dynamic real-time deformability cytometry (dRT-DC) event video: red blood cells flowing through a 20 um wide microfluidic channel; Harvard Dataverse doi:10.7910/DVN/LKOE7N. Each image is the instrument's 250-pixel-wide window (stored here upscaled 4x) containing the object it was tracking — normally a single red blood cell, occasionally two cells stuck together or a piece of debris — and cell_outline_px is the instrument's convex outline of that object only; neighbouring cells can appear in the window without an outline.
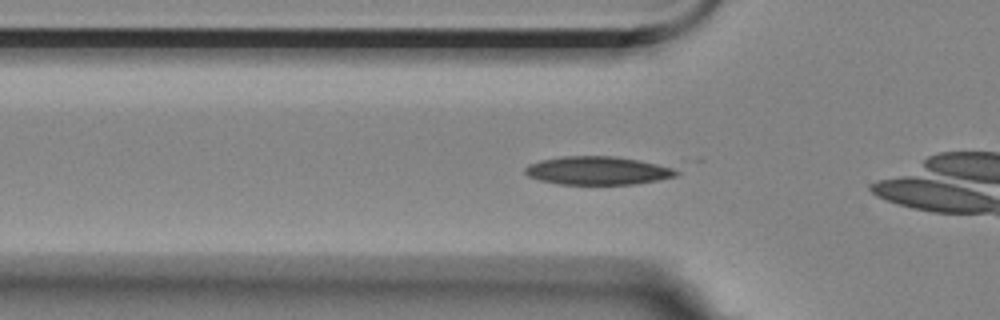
{"species": "Egyptian fruit bat (a non-hibernating species)", "species_latin": "Rousettus aegyptiacus", "temperature_condition": "room temperature", "stored_images_in_passage": 43, "camera_frame_rate_fps": 3000, "um_per_image_px": 0.085, "animal": {"sex": "female"}, "frame": {"image": 1, "passage_image": 12, "time_ms": 3.667, "image_size_px": [1000, 320], "cell_outline_px": [[680, 172], [676, 176], [636, 184], [560, 184], [540, 180], [528, 176], [524, 172], [524, 168], [528, 164], [540, 160], [564, 156], [616, 156], [656, 164], [672, 168]], "centroid_in_image_um": [50.75, 14.5], "position_along_channel_um": 75.0, "area_um2": 24.74}}
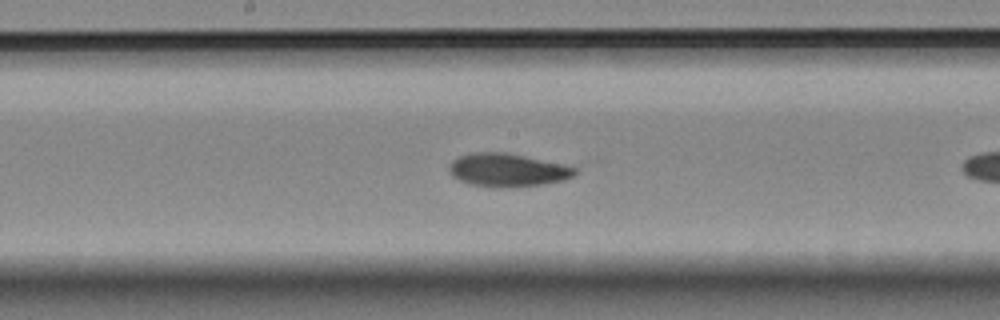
{"frame": {"image": 2, "passage_image": 23, "time_ms": 7.333, "image_size_px": [1000, 320], "cell_outline_px": [[576, 172], [572, 176], [564, 180], [540, 184], [508, 188], [496, 188], [472, 184], [460, 180], [452, 176], [448, 168], [448, 164], [452, 160], [460, 156], [472, 152], [508, 152], [560, 164], [576, 168]], "centroid_in_image_um": [43.08, 14.45], "position_along_channel_um": 205.1, "area_um2": 24.22}}
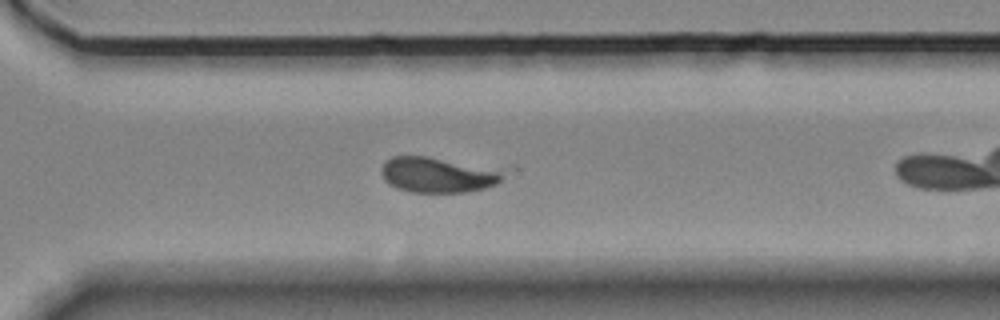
{"frame": {"image": 3, "passage_image": 34, "time_ms": 11.0, "image_size_px": [1000, 320], "cell_outline_px": [[500, 180], [496, 184], [484, 188], [464, 192], [408, 192], [396, 188], [388, 184], [384, 180], [380, 172], [380, 168], [392, 156], [424, 156], [500, 172]], "centroid_in_image_um": [37.01, 14.9], "position_along_channel_um": 333.6, "area_um2": 23.93}, "authors_computed_cell_mechanics": {"area_um2": 24.2182, "velocity_mm_per_s": 3.5122, "shape_relaxation_time_tau1_ms": 3.2304, "shape_relaxation_time_tau2_ms": 2.0865, "deformation_change_tau1": 0.1234, "deformation_change_tau2": 0.052}}